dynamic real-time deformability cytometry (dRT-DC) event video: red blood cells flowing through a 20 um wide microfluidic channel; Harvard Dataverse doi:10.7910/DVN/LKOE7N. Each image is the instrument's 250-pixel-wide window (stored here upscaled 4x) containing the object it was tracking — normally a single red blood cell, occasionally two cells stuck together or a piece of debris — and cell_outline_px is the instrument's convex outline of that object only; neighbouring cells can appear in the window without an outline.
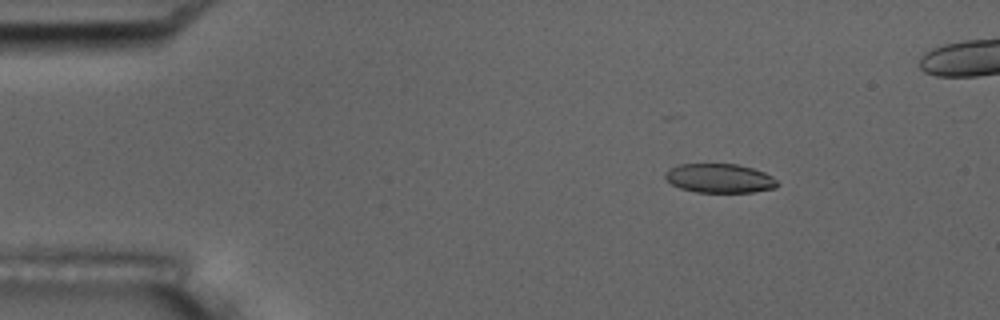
{"species": "common noctule bat (a hibernating species)", "species_latin": "Nyctalus noctula", "temperature_condition": "room temperature", "stored_images_in_passage": 5, "camera_frame_rate_fps": 3000, "um_per_image_px": 0.085, "animal": {"sex": "male", "body_mass_g": 17.5, "forearm_length_mm": 52.3}, "frame": {"image": 1, "passage_image": 2, "time_ms": 2.0, "image_size_px": [1000, 320], "cell_outline_px": [[780, 184], [776, 188], [752, 192], [696, 192], [680, 188], [672, 184], [664, 176], [664, 172], [668, 168], [680, 164], [736, 164], [752, 168], [764, 172], [772, 176]], "centroid_in_image_um": [61.16, 15.15], "position_along_channel_um": 23.8, "area_um2": 19.07}}